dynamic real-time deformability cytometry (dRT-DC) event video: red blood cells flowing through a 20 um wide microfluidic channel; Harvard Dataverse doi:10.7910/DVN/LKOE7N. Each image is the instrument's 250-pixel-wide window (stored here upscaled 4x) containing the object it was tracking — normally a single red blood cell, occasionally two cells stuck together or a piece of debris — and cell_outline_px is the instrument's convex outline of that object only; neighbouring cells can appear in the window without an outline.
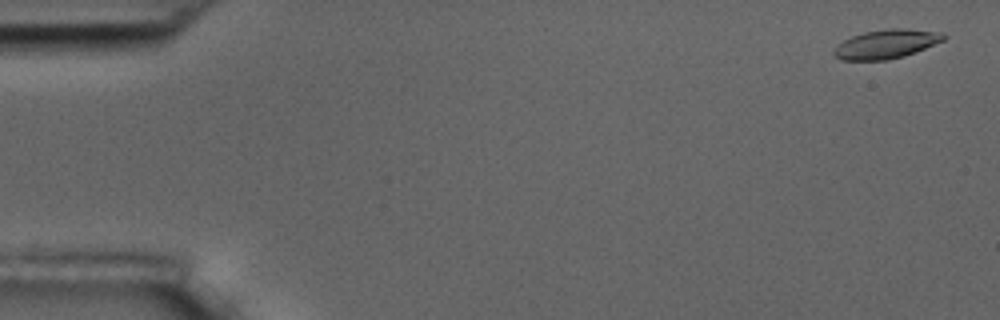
{"species": "common noctule bat (a hibernating species)", "species_latin": "Nyctalus noctula", "temperature_condition": "room temperature", "stored_images_in_passage": 4, "camera_frame_rate_fps": 3000, "um_per_image_px": 0.085, "animal": {"sex": "male", "body_mass_g": 17.5, "forearm_length_mm": 52.3}, "frame": {"image": 1, "passage_image": 1, "time_ms": 0.0, "image_size_px": [1000, 320], "cell_outline_px": [[948, 36], [944, 40], [916, 52], [904, 56], [888, 60], [840, 60], [832, 52], [844, 40], [852, 36], [864, 32], [888, 28], [904, 28], [944, 32]], "centroid_in_image_um": [75.39, 3.73], "position_along_channel_um": 9.6, "area_um2": 18.61}}
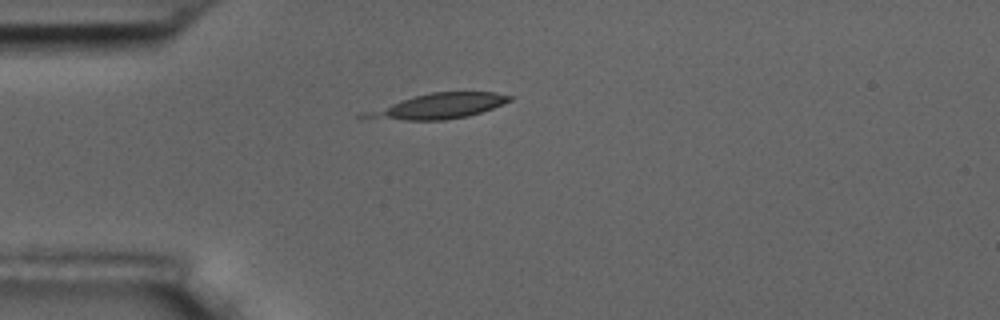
{"frame": {"image": 2, "passage_image": 4, "time_ms": 4.333, "image_size_px": [1000, 320], "cell_outline_px": [[512, 100], [492, 108], [468, 116], [444, 120], [404, 120], [356, 116], [356, 112], [416, 96], [432, 92], [496, 92], [512, 96]], "centroid_in_image_um": [37.21, 9.02], "position_along_channel_um": 47.8, "area_um2": 21.15}}